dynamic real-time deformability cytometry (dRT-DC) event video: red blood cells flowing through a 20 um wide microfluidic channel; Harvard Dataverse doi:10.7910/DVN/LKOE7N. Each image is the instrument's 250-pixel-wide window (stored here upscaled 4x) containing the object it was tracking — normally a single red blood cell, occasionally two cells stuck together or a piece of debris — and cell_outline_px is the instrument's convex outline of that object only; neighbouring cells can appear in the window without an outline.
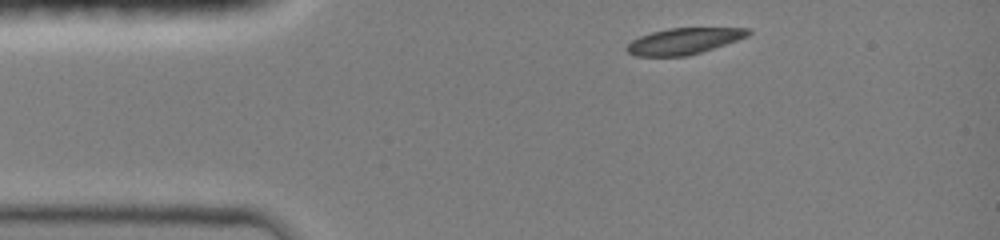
{"species": "common noctule bat (a hibernating species)", "species_latin": "Nyctalus noctula", "temperature_condition": "room temperature", "stored_images_in_passage": 21, "camera_frame_rate_fps": 3000, "um_per_image_px": 0.085, "animal": {"sex": "female", "body_mass_g": 19.0, "forearm_length_mm": 51.5}, "frame": {"image": 1, "passage_image": 1, "time_ms": 0.0, "image_size_px": [1000, 240], "cell_outline_px": [[752, 32], [748, 36], [688, 56], [636, 56], [628, 52], [624, 48], [632, 40], [640, 36], [652, 32], [668, 28], [748, 28]], "centroid_in_image_um": [58.09, 3.49], "position_along_channel_um": 26.9, "area_um2": 18.32}}
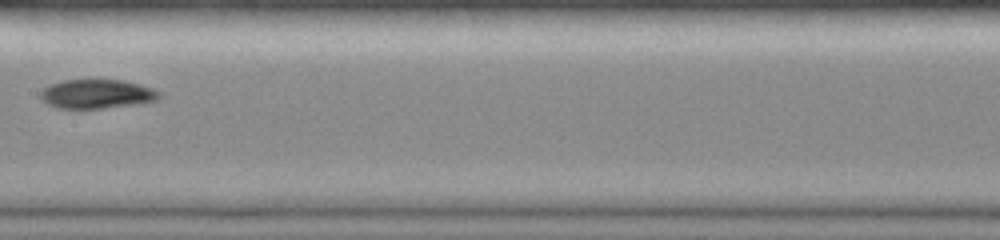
{"frame": {"image": 2, "passage_image": 10, "time_ms": 5.333, "image_size_px": [1000, 240], "cell_outline_px": [[160, 96], [156, 100], [136, 104], [104, 108], [56, 108], [40, 100], [40, 92], [48, 84], [64, 80], [124, 80], [140, 84], [152, 88], [160, 92]], "centroid_in_image_um": [8.2, 7.98], "position_along_channel_um": 199.2, "area_um2": 20.17}}
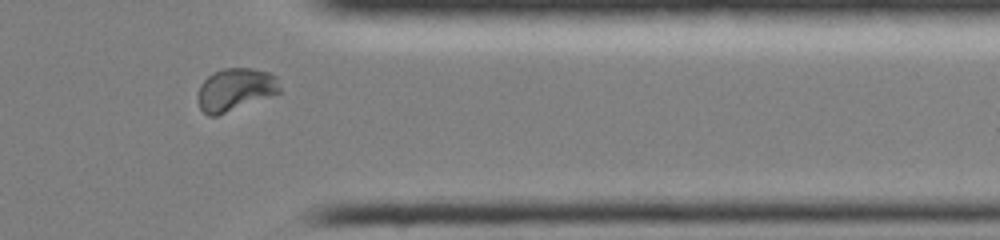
{"frame": {"image": 3, "passage_image": 18, "time_ms": 10.0, "image_size_px": [1000, 240], "cell_outline_px": [[280, 92], [216, 116], [208, 116], [200, 108], [196, 96], [200, 84], [212, 72], [224, 68], [252, 68], [268, 72], [276, 76], [280, 88]], "centroid_in_image_um": [19.95, 7.6], "position_along_channel_um": 391.4, "area_um2": 20.29}, "authors_computed_cell_mechanics": {"area_um2": 20.23, "velocity_mm_per_s": 4.1289, "shape_relaxation_time_tau1_ms": 4.7647, "shape_relaxation_time_tau2_ms": 6.0152, "deformation_change_tau1": 0.1372, "deformation_change_tau2": 0.0631}}